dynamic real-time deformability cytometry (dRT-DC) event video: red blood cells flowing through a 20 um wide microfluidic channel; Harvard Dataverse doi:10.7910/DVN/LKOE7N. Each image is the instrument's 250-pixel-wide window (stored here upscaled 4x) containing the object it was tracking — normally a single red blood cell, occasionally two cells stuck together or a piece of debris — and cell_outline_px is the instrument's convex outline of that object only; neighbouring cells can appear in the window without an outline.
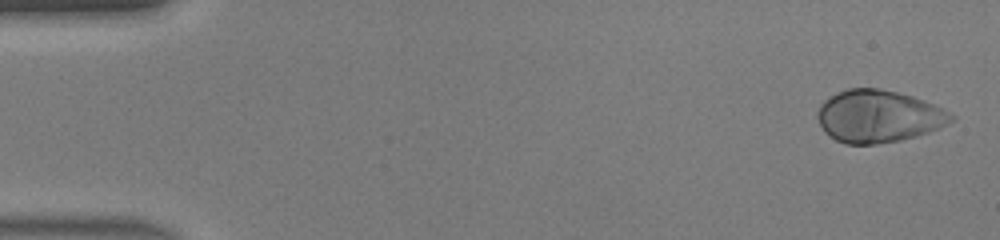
{"species": "human", "species_latin": "Homo sapiens", "temperature_condition": "warm", "stored_images_in_passage": 47, "camera_frame_rate_fps": 3000, "um_per_image_px": 0.085, "donor": {"sex": "male"}, "frame": {"image": 1, "passage_image": 2, "time_ms": 0.333, "image_size_px": [1000, 240], "cell_outline_px": [[956, 120], [940, 128], [916, 136], [900, 140], [876, 144], [844, 144], [828, 136], [824, 132], [816, 116], [816, 112], [820, 104], [824, 100], [836, 92], [848, 88], [876, 88], [896, 92], [912, 96], [924, 100], [956, 116]], "centroid_in_image_um": [74.64, 9.89], "position_along_channel_um": 10.4, "area_um2": 40.98}}
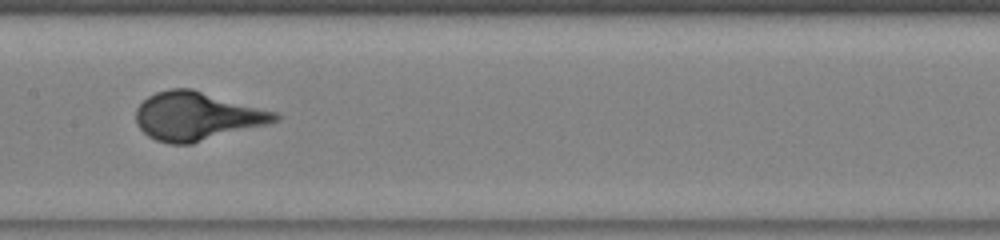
{"frame": {"image": 2, "passage_image": 24, "time_ms": 7.667, "image_size_px": [1000, 240], "cell_outline_px": [[280, 120], [268, 124], [192, 144], [168, 144], [156, 140], [148, 136], [140, 128], [136, 120], [136, 108], [148, 96], [156, 92], [172, 88], [192, 88], [276, 112], [280, 116]], "centroid_in_image_um": [16.74, 9.88], "position_along_channel_um": 190.7, "area_um2": 39.25}}
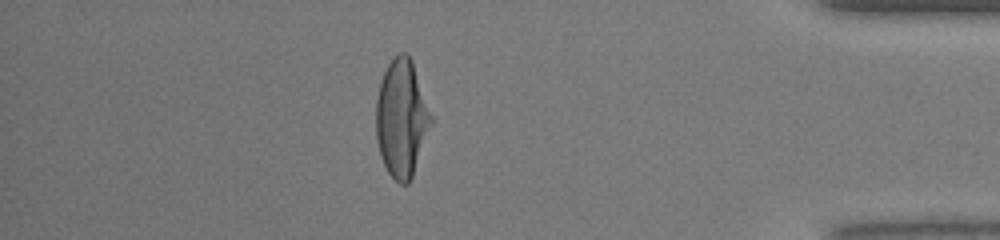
{"frame": {"image": 3, "passage_image": 41, "time_ms": 13.333, "image_size_px": [1000, 240], "cell_outline_px": [[436, 120], [412, 176], [408, 184], [400, 184], [388, 172], [380, 156], [376, 140], [376, 100], [380, 80], [388, 64], [400, 52], [404, 52], [412, 60]], "centroid_in_image_um": [34.19, 10.06], "position_along_channel_um": 401.0, "area_um2": 38.55}}